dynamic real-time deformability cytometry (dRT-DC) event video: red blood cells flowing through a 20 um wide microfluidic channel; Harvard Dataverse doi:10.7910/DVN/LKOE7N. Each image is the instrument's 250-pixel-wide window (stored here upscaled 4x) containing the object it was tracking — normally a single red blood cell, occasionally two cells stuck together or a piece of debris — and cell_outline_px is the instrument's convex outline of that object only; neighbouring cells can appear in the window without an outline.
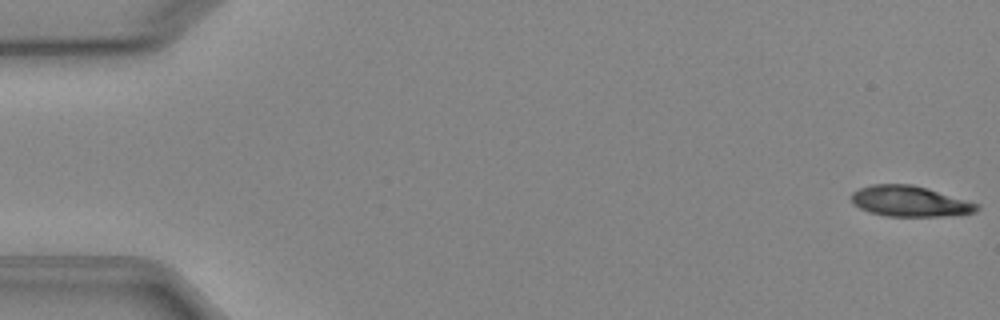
{"species": "Egyptian fruit bat (a non-hibernating species)", "species_latin": "Rousettus aegyptiacus", "temperature_condition": "cold", "stored_images_in_passage": 6, "camera_frame_rate_fps": 3000, "um_per_image_px": 0.085, "animal": {"sex": "female"}, "frame": {"image": 1, "passage_image": 1, "time_ms": 0.0, "image_size_px": [1000, 320], "cell_outline_px": [[980, 208], [976, 212], [944, 216], [888, 216], [872, 212], [860, 208], [852, 204], [852, 192], [860, 188], [872, 184], [912, 184], [980, 204]], "centroid_in_image_um": [77.34, 17.11], "position_along_channel_um": 7.7, "area_um2": 22.2}}
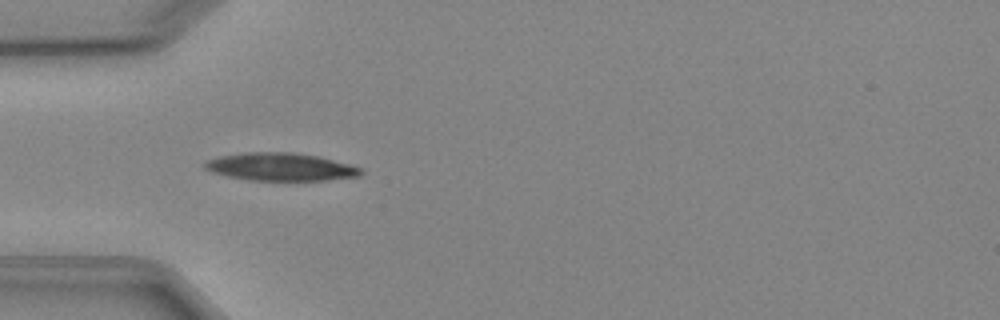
{"frame": {"image": 2, "passage_image": 5, "time_ms": 5.0, "image_size_px": [1000, 320], "cell_outline_px": [[364, 172], [360, 176], [324, 180], [252, 180], [228, 176], [212, 172], [204, 168], [204, 160], [220, 156], [244, 152], [292, 152], [316, 156], [364, 168]], "centroid_in_image_um": [23.84, 14.18], "position_along_channel_um": 61.2, "area_um2": 25.2}}